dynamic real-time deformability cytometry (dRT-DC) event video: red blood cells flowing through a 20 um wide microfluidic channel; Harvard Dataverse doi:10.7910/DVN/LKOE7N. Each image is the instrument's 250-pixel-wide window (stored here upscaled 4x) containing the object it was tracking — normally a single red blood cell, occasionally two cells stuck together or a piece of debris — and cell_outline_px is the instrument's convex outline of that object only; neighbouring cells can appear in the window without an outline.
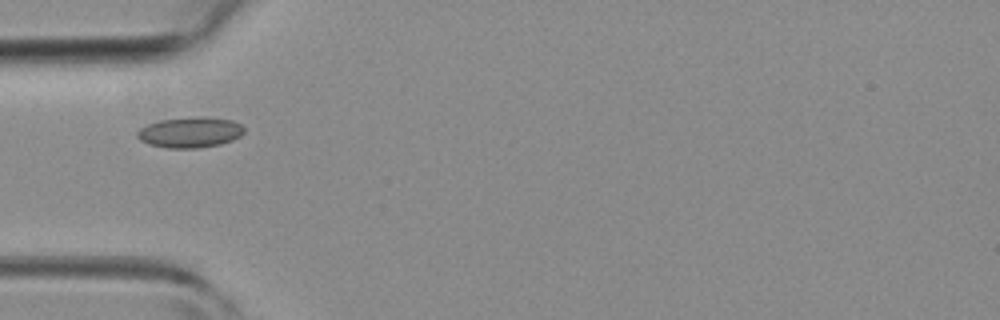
{"species": "common noctule bat (a hibernating species)", "species_latin": "Nyctalus noctula", "temperature_condition": "room temperature", "stored_images_in_passage": 4, "camera_frame_rate_fps": 3000, "um_per_image_px": 0.085, "animal": {"sex": "female", "body_mass_g": 19.3, "forearm_length_mm": 54.1}, "frame": {"image": 1, "passage_image": 4, "time_ms": 3.333, "image_size_px": [1000, 320], "cell_outline_px": [[244, 132], [240, 136], [232, 140], [220, 144], [196, 148], [168, 148], [148, 144], [140, 140], [136, 136], [136, 132], [140, 128], [148, 124], [160, 120], [204, 116], [232, 120], [240, 124], [244, 128]], "centroid_in_image_um": [16.15, 11.25], "position_along_channel_um": 68.9, "area_um2": 19.02}}